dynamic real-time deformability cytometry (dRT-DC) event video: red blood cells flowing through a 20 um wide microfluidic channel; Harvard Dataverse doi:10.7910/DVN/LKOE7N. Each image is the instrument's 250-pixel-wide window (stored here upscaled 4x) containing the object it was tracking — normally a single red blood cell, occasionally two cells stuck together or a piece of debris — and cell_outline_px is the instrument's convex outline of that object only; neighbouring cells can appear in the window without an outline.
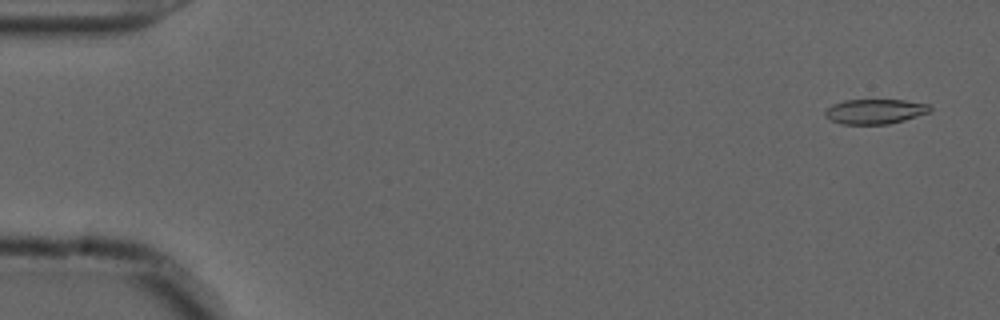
{"species": "common noctule bat (a hibernating species)", "species_latin": "Nyctalus noctula", "temperature_condition": "cold", "stored_images_in_passage": 22, "camera_frame_rate_fps": 3000, "um_per_image_px": 0.085, "animal": {"sex": "male", "forearm_length_mm": 52.5}, "frame": {"image": 1, "passage_image": 3, "time_ms": 0.667, "image_size_px": [1000, 320], "cell_outline_px": [[932, 112], [904, 120], [888, 124], [840, 124], [824, 116], [824, 112], [832, 104], [844, 100], [904, 100], [928, 104], [932, 108]], "centroid_in_image_um": [74.39, 9.47], "position_along_channel_um": 10.6, "area_um2": 15.26}}
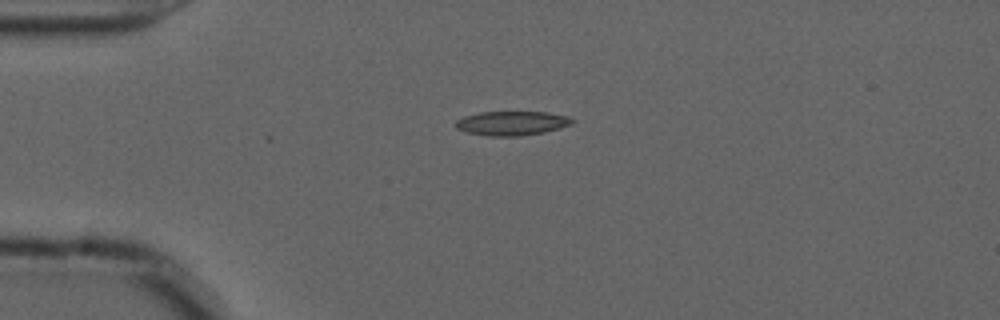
{"frame": {"image": 2, "passage_image": 14, "time_ms": 4.333, "image_size_px": [1000, 320], "cell_outline_px": [[576, 120], [572, 124], [560, 128], [544, 132], [520, 136], [488, 136], [464, 132], [456, 128], [456, 120], [464, 116], [480, 112], [548, 112], [568, 116]], "centroid_in_image_um": [43.52, 10.47], "position_along_channel_um": 41.5, "area_um2": 16.59}}
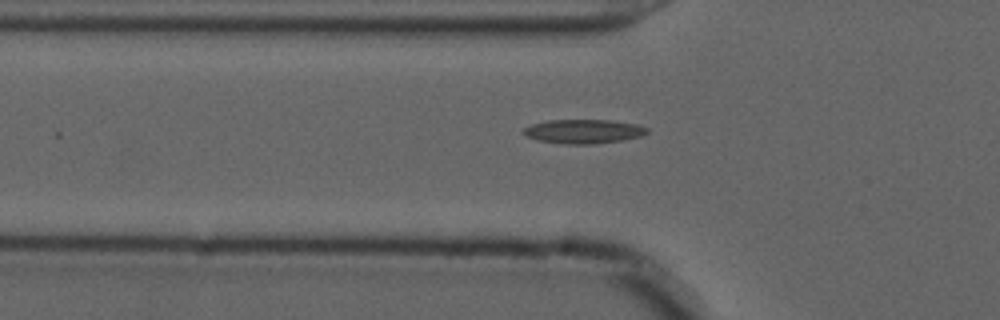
{"frame": {"image": 3, "passage_image": 19, "time_ms": 6.0, "image_size_px": [1000, 320], "cell_outline_px": [[648, 132], [640, 136], [624, 140], [596, 144], [564, 144], [536, 140], [524, 136], [520, 132], [524, 128], [532, 124], [548, 120], [608, 120], [636, 124], [648, 128]], "centroid_in_image_um": [49.55, 11.18], "position_along_channel_um": 76.3, "area_um2": 17.51}}